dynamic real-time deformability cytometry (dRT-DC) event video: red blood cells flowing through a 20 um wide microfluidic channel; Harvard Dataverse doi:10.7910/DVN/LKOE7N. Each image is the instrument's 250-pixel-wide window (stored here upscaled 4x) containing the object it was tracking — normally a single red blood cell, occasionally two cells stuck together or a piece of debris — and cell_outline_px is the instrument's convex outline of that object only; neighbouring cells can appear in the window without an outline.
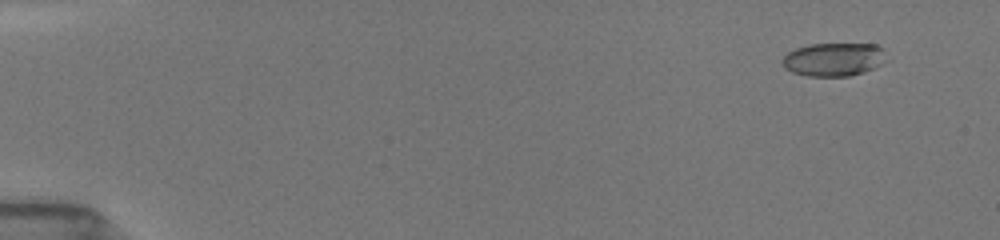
{"species": "common noctule bat (a hibernating species)", "species_latin": "Nyctalus noctula", "temperature_condition": "room temperature", "stored_images_in_passage": 20, "camera_frame_rate_fps": 3000, "um_per_image_px": 0.085, "animal": {"sex": "female", "body_mass_g": 19.5, "forearm_length_mm": 54.1}, "frame": {"image": 1, "passage_image": 2, "time_ms": 0.667, "image_size_px": [1000, 240], "cell_outline_px": [[892, 60], [864, 72], [848, 76], [808, 76], [792, 72], [784, 68], [780, 64], [780, 60], [788, 52], [796, 48], [808, 44], [876, 44], [884, 48]], "centroid_in_image_um": [70.93, 5.04], "position_along_channel_um": 14.1, "area_um2": 20.87}}
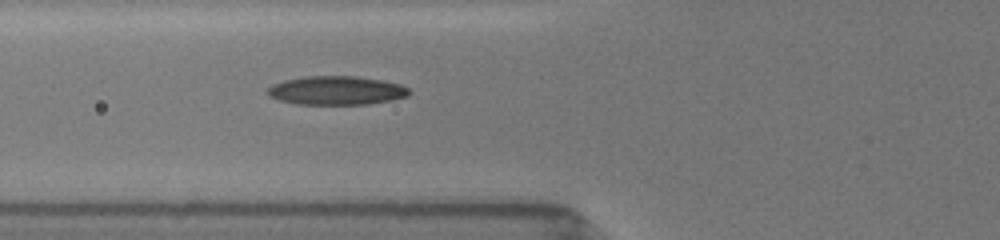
{"frame": {"image": 2, "passage_image": 15, "time_ms": 6.333, "image_size_px": [1000, 240], "cell_outline_px": [[412, 92], [408, 96], [392, 100], [368, 104], [296, 104], [276, 100], [268, 96], [268, 88], [272, 84], [284, 80], [304, 76], [356, 76], [380, 80], [400, 84], [408, 88]], "centroid_in_image_um": [28.58, 7.69], "position_along_channel_um": 97.2, "area_um2": 23.87}}
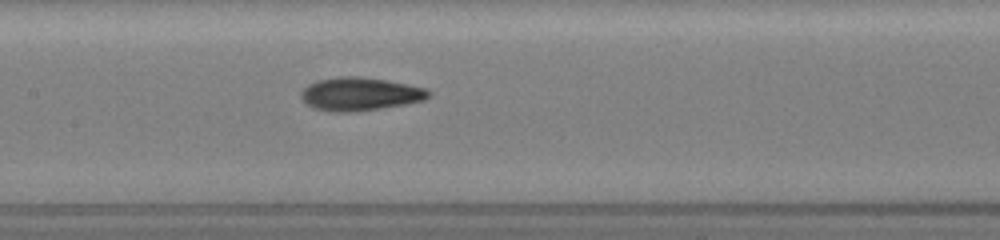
{"frame": {"image": 3, "passage_image": 20, "time_ms": 8.333, "image_size_px": [1000, 240], "cell_outline_px": [[432, 92], [424, 100], [408, 104], [356, 112], [332, 112], [312, 108], [300, 96], [300, 92], [308, 84], [316, 80], [340, 76], [360, 76], [388, 80], [428, 88]], "centroid_in_image_um": [30.62, 7.99], "position_along_channel_um": 176.8, "area_um2": 25.09}}